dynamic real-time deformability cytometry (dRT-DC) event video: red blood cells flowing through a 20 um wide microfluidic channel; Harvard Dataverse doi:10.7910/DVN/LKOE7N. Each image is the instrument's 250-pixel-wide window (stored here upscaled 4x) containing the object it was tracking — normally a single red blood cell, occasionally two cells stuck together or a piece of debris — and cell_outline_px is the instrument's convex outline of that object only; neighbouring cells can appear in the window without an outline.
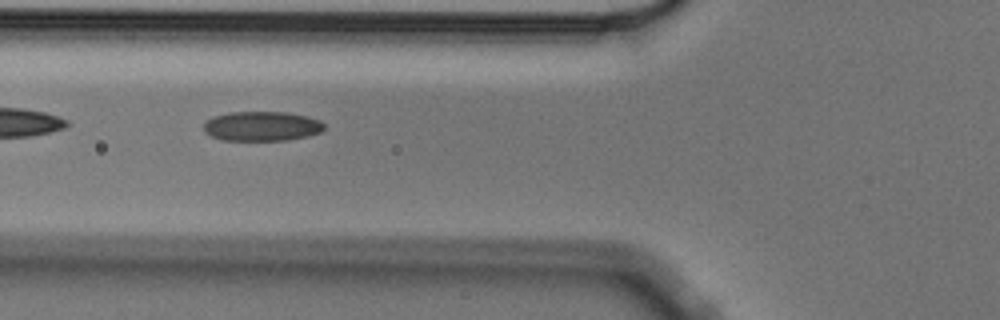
{"species": "Egyptian fruit bat (a non-hibernating species)", "species_latin": "Rousettus aegyptiacus", "temperature_condition": "cold", "stored_images_in_passage": 9, "camera_frame_rate_fps": 3000, "um_per_image_px": 0.085, "animal": {"sex": "male"}, "frame": {"image": 1, "passage_image": 6, "time_ms": 1.667, "image_size_px": [1000, 320], "cell_outline_px": [[324, 128], [320, 132], [308, 136], [288, 140], [220, 140], [204, 132], [204, 124], [212, 116], [228, 112], [288, 112], [308, 116], [320, 120], [324, 124]], "centroid_in_image_um": [22.25, 10.72], "position_along_channel_um": 103.5, "area_um2": 20.92}}
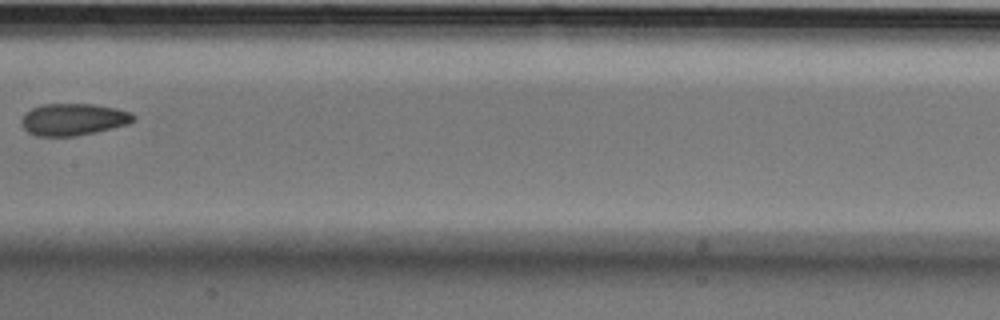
{"frame": {"image": 2, "passage_image": 8, "time_ms": 2.333, "image_size_px": [1000, 320], "cell_outline_px": [[136, 120], [128, 124], [96, 132], [76, 136], [40, 136], [28, 132], [20, 124], [20, 120], [24, 112], [32, 108], [44, 104], [92, 104], [116, 108], [132, 112], [136, 116]], "centroid_in_image_um": [6.24, 10.15], "position_along_channel_um": 201.2, "area_um2": 21.04}}
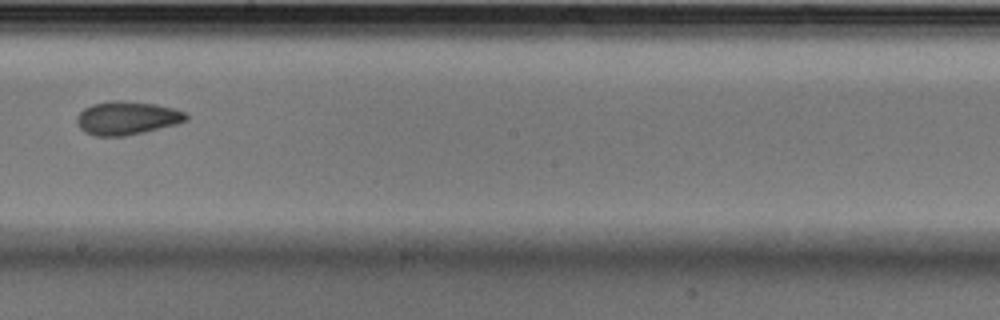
{"frame": {"image": 3, "passage_image": 9, "time_ms": 2.667, "image_size_px": [1000, 320], "cell_outline_px": [[188, 120], [176, 124], [144, 132], [124, 136], [96, 136], [84, 132], [76, 124], [76, 116], [84, 108], [92, 104], [112, 100], [120, 100], [156, 104], [172, 108], [184, 112], [188, 116]], "centroid_in_image_um": [10.75, 10.03], "position_along_channel_um": 237.4, "area_um2": 21.33}}